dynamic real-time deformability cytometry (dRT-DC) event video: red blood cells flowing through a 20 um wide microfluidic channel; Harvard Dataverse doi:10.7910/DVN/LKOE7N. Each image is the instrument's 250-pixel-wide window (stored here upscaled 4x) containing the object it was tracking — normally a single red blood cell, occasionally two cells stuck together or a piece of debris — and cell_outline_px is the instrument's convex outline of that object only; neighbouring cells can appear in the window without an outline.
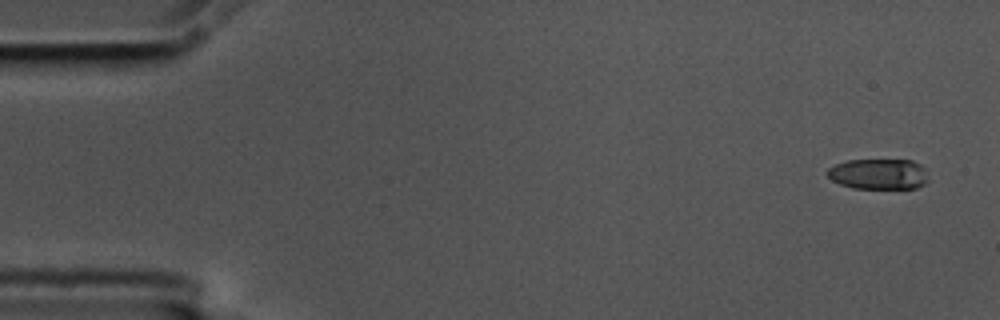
{"species": "common noctule bat (a hibernating species)", "species_latin": "Nyctalus noctula", "temperature_condition": "cold", "stored_images_in_passage": 4, "camera_frame_rate_fps": 3000, "um_per_image_px": 0.085, "animal": {"sex": "male", "body_mass_g": 17.5, "forearm_length_mm": 52.3}, "frame": {"image": 1, "passage_image": 1, "time_ms": 0.0, "image_size_px": [1000, 320], "cell_outline_px": [[928, 180], [924, 184], [916, 188], [852, 188], [840, 184], [832, 180], [828, 176], [828, 168], [836, 164], [848, 160], [912, 160], [920, 164], [924, 168]], "centroid_in_image_um": [74.69, 14.79], "position_along_channel_um": 10.3, "area_um2": 17.92}}